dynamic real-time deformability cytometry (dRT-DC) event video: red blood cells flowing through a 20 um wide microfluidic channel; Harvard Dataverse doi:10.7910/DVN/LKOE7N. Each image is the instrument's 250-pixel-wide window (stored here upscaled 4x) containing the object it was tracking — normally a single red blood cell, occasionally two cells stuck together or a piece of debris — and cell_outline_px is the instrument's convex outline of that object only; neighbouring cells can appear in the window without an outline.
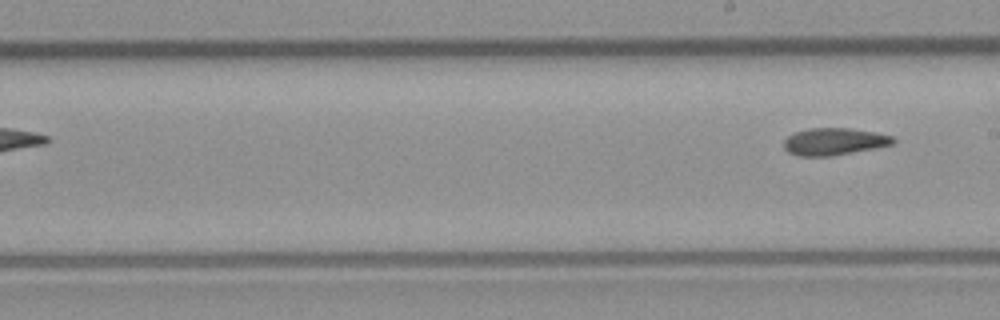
{"species": "common noctule bat (a hibernating species)", "species_latin": "Nyctalus noctula", "temperature_condition": "room temperature", "stored_images_in_passage": 9, "segment_of_instrument_passage": [2, 2], "camera_frame_rate_fps": 3000, "um_per_image_px": 0.085, "animal": {"sex": "male", "body_mass_g": 23.1, "forearm_length_mm": 52.7}, "frame": {"image": 1, "passage_image": 9, "time_ms": 9.333, "image_size_px": [1000, 320], "cell_outline_px": [[896, 140], [892, 144], [872, 148], [828, 156], [800, 156], [788, 152], [784, 148], [784, 140], [788, 136], [796, 132], [808, 128], [848, 128], [872, 132], [892, 136]], "centroid_in_image_um": [70.85, 12.02], "position_along_channel_um": 218.2, "area_um2": 16.88}}